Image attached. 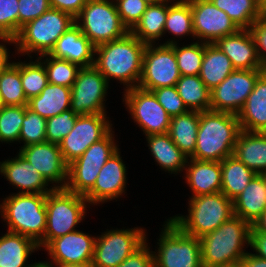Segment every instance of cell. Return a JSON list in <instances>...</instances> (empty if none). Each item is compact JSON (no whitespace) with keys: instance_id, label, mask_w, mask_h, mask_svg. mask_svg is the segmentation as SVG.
Masks as SVG:
<instances>
[{"instance_id":"cell-19","label":"cell","mask_w":266,"mask_h":267,"mask_svg":"<svg viewBox=\"0 0 266 267\" xmlns=\"http://www.w3.org/2000/svg\"><path fill=\"white\" fill-rule=\"evenodd\" d=\"M127 169L118 150L100 169L94 186L84 195L88 203L97 205L116 200L125 194Z\"/></svg>"},{"instance_id":"cell-7","label":"cell","mask_w":266,"mask_h":267,"mask_svg":"<svg viewBox=\"0 0 266 267\" xmlns=\"http://www.w3.org/2000/svg\"><path fill=\"white\" fill-rule=\"evenodd\" d=\"M89 203L84 195L65 188H54L46 195V230L38 243L45 248L53 239L76 231L75 227L85 218Z\"/></svg>"},{"instance_id":"cell-27","label":"cell","mask_w":266,"mask_h":267,"mask_svg":"<svg viewBox=\"0 0 266 267\" xmlns=\"http://www.w3.org/2000/svg\"><path fill=\"white\" fill-rule=\"evenodd\" d=\"M233 155L256 174H266V132L241 130Z\"/></svg>"},{"instance_id":"cell-42","label":"cell","mask_w":266,"mask_h":267,"mask_svg":"<svg viewBox=\"0 0 266 267\" xmlns=\"http://www.w3.org/2000/svg\"><path fill=\"white\" fill-rule=\"evenodd\" d=\"M25 115V106H2L0 108V142H19Z\"/></svg>"},{"instance_id":"cell-49","label":"cell","mask_w":266,"mask_h":267,"mask_svg":"<svg viewBox=\"0 0 266 267\" xmlns=\"http://www.w3.org/2000/svg\"><path fill=\"white\" fill-rule=\"evenodd\" d=\"M117 267H155V257L147 240Z\"/></svg>"},{"instance_id":"cell-17","label":"cell","mask_w":266,"mask_h":267,"mask_svg":"<svg viewBox=\"0 0 266 267\" xmlns=\"http://www.w3.org/2000/svg\"><path fill=\"white\" fill-rule=\"evenodd\" d=\"M194 40L215 44L222 37L236 33L239 28L210 0H191Z\"/></svg>"},{"instance_id":"cell-51","label":"cell","mask_w":266,"mask_h":267,"mask_svg":"<svg viewBox=\"0 0 266 267\" xmlns=\"http://www.w3.org/2000/svg\"><path fill=\"white\" fill-rule=\"evenodd\" d=\"M89 0H49L51 8L71 14L74 18Z\"/></svg>"},{"instance_id":"cell-14","label":"cell","mask_w":266,"mask_h":267,"mask_svg":"<svg viewBox=\"0 0 266 267\" xmlns=\"http://www.w3.org/2000/svg\"><path fill=\"white\" fill-rule=\"evenodd\" d=\"M261 69H235L210 91V110L238 114L253 91Z\"/></svg>"},{"instance_id":"cell-20","label":"cell","mask_w":266,"mask_h":267,"mask_svg":"<svg viewBox=\"0 0 266 267\" xmlns=\"http://www.w3.org/2000/svg\"><path fill=\"white\" fill-rule=\"evenodd\" d=\"M96 236L76 230L53 239L45 248L49 262L91 264Z\"/></svg>"},{"instance_id":"cell-11","label":"cell","mask_w":266,"mask_h":267,"mask_svg":"<svg viewBox=\"0 0 266 267\" xmlns=\"http://www.w3.org/2000/svg\"><path fill=\"white\" fill-rule=\"evenodd\" d=\"M144 229H110L96 237L93 267H117L148 238Z\"/></svg>"},{"instance_id":"cell-55","label":"cell","mask_w":266,"mask_h":267,"mask_svg":"<svg viewBox=\"0 0 266 267\" xmlns=\"http://www.w3.org/2000/svg\"><path fill=\"white\" fill-rule=\"evenodd\" d=\"M250 233H264L266 234V210L251 226Z\"/></svg>"},{"instance_id":"cell-24","label":"cell","mask_w":266,"mask_h":267,"mask_svg":"<svg viewBox=\"0 0 266 267\" xmlns=\"http://www.w3.org/2000/svg\"><path fill=\"white\" fill-rule=\"evenodd\" d=\"M188 160L184 177L193 194L191 197L221 192V162Z\"/></svg>"},{"instance_id":"cell-29","label":"cell","mask_w":266,"mask_h":267,"mask_svg":"<svg viewBox=\"0 0 266 267\" xmlns=\"http://www.w3.org/2000/svg\"><path fill=\"white\" fill-rule=\"evenodd\" d=\"M38 249L31 238L7 231L0 237V267H31L28 257Z\"/></svg>"},{"instance_id":"cell-16","label":"cell","mask_w":266,"mask_h":267,"mask_svg":"<svg viewBox=\"0 0 266 267\" xmlns=\"http://www.w3.org/2000/svg\"><path fill=\"white\" fill-rule=\"evenodd\" d=\"M106 116V113L78 115L73 129L59 144L68 165L113 129L111 121L108 120L109 117Z\"/></svg>"},{"instance_id":"cell-35","label":"cell","mask_w":266,"mask_h":267,"mask_svg":"<svg viewBox=\"0 0 266 267\" xmlns=\"http://www.w3.org/2000/svg\"><path fill=\"white\" fill-rule=\"evenodd\" d=\"M176 88L188 110L200 112L210 110V90L199 75L181 76Z\"/></svg>"},{"instance_id":"cell-9","label":"cell","mask_w":266,"mask_h":267,"mask_svg":"<svg viewBox=\"0 0 266 267\" xmlns=\"http://www.w3.org/2000/svg\"><path fill=\"white\" fill-rule=\"evenodd\" d=\"M161 228L155 267H202L200 239L183 232L167 219Z\"/></svg>"},{"instance_id":"cell-12","label":"cell","mask_w":266,"mask_h":267,"mask_svg":"<svg viewBox=\"0 0 266 267\" xmlns=\"http://www.w3.org/2000/svg\"><path fill=\"white\" fill-rule=\"evenodd\" d=\"M180 77L174 43L146 45L143 55L142 75L137 87L151 91L161 87L176 86Z\"/></svg>"},{"instance_id":"cell-36","label":"cell","mask_w":266,"mask_h":267,"mask_svg":"<svg viewBox=\"0 0 266 267\" xmlns=\"http://www.w3.org/2000/svg\"><path fill=\"white\" fill-rule=\"evenodd\" d=\"M224 11L239 29H250L260 18V0H210Z\"/></svg>"},{"instance_id":"cell-3","label":"cell","mask_w":266,"mask_h":267,"mask_svg":"<svg viewBox=\"0 0 266 267\" xmlns=\"http://www.w3.org/2000/svg\"><path fill=\"white\" fill-rule=\"evenodd\" d=\"M240 131L236 114L211 110L200 112L196 148L189 158L221 162L233 155Z\"/></svg>"},{"instance_id":"cell-61","label":"cell","mask_w":266,"mask_h":267,"mask_svg":"<svg viewBox=\"0 0 266 267\" xmlns=\"http://www.w3.org/2000/svg\"><path fill=\"white\" fill-rule=\"evenodd\" d=\"M172 1H184V2H189L191 0H172Z\"/></svg>"},{"instance_id":"cell-33","label":"cell","mask_w":266,"mask_h":267,"mask_svg":"<svg viewBox=\"0 0 266 267\" xmlns=\"http://www.w3.org/2000/svg\"><path fill=\"white\" fill-rule=\"evenodd\" d=\"M200 111L189 110L170 120L168 134L178 148L190 157L196 148Z\"/></svg>"},{"instance_id":"cell-54","label":"cell","mask_w":266,"mask_h":267,"mask_svg":"<svg viewBox=\"0 0 266 267\" xmlns=\"http://www.w3.org/2000/svg\"><path fill=\"white\" fill-rule=\"evenodd\" d=\"M9 49L6 47V44L0 43V74L5 71L12 63L10 60Z\"/></svg>"},{"instance_id":"cell-28","label":"cell","mask_w":266,"mask_h":267,"mask_svg":"<svg viewBox=\"0 0 266 267\" xmlns=\"http://www.w3.org/2000/svg\"><path fill=\"white\" fill-rule=\"evenodd\" d=\"M150 152L161 170L171 174L181 173L187 164L186 156L172 141L168 133L145 136ZM181 171V172H180Z\"/></svg>"},{"instance_id":"cell-8","label":"cell","mask_w":266,"mask_h":267,"mask_svg":"<svg viewBox=\"0 0 266 267\" xmlns=\"http://www.w3.org/2000/svg\"><path fill=\"white\" fill-rule=\"evenodd\" d=\"M75 23L95 47L122 38L129 32L114 0H89L75 17Z\"/></svg>"},{"instance_id":"cell-59","label":"cell","mask_w":266,"mask_h":267,"mask_svg":"<svg viewBox=\"0 0 266 267\" xmlns=\"http://www.w3.org/2000/svg\"><path fill=\"white\" fill-rule=\"evenodd\" d=\"M261 75H263L266 78V62L261 64Z\"/></svg>"},{"instance_id":"cell-2","label":"cell","mask_w":266,"mask_h":267,"mask_svg":"<svg viewBox=\"0 0 266 267\" xmlns=\"http://www.w3.org/2000/svg\"><path fill=\"white\" fill-rule=\"evenodd\" d=\"M251 225L234 215L200 238L202 267H239L247 254ZM246 244V245H245Z\"/></svg>"},{"instance_id":"cell-52","label":"cell","mask_w":266,"mask_h":267,"mask_svg":"<svg viewBox=\"0 0 266 267\" xmlns=\"http://www.w3.org/2000/svg\"><path fill=\"white\" fill-rule=\"evenodd\" d=\"M249 246L256 252L254 255L266 260V234L250 233Z\"/></svg>"},{"instance_id":"cell-30","label":"cell","mask_w":266,"mask_h":267,"mask_svg":"<svg viewBox=\"0 0 266 267\" xmlns=\"http://www.w3.org/2000/svg\"><path fill=\"white\" fill-rule=\"evenodd\" d=\"M71 88L48 83L38 96L28 100V108L46 119L70 109Z\"/></svg>"},{"instance_id":"cell-4","label":"cell","mask_w":266,"mask_h":267,"mask_svg":"<svg viewBox=\"0 0 266 267\" xmlns=\"http://www.w3.org/2000/svg\"><path fill=\"white\" fill-rule=\"evenodd\" d=\"M46 195L13 193L0 204V215L8 230L26 236L37 244L46 230Z\"/></svg>"},{"instance_id":"cell-32","label":"cell","mask_w":266,"mask_h":267,"mask_svg":"<svg viewBox=\"0 0 266 267\" xmlns=\"http://www.w3.org/2000/svg\"><path fill=\"white\" fill-rule=\"evenodd\" d=\"M167 13L168 0L148 4L141 19L130 32L145 44H155L164 35Z\"/></svg>"},{"instance_id":"cell-40","label":"cell","mask_w":266,"mask_h":267,"mask_svg":"<svg viewBox=\"0 0 266 267\" xmlns=\"http://www.w3.org/2000/svg\"><path fill=\"white\" fill-rule=\"evenodd\" d=\"M37 58L44 64L48 83L72 88L77 74L81 69L79 65L71 63L66 59L49 56L48 54Z\"/></svg>"},{"instance_id":"cell-31","label":"cell","mask_w":266,"mask_h":267,"mask_svg":"<svg viewBox=\"0 0 266 267\" xmlns=\"http://www.w3.org/2000/svg\"><path fill=\"white\" fill-rule=\"evenodd\" d=\"M234 70L231 60L218 46L204 43V57L199 77L210 91Z\"/></svg>"},{"instance_id":"cell-50","label":"cell","mask_w":266,"mask_h":267,"mask_svg":"<svg viewBox=\"0 0 266 267\" xmlns=\"http://www.w3.org/2000/svg\"><path fill=\"white\" fill-rule=\"evenodd\" d=\"M261 63L266 62V23L257 20L250 28Z\"/></svg>"},{"instance_id":"cell-10","label":"cell","mask_w":266,"mask_h":267,"mask_svg":"<svg viewBox=\"0 0 266 267\" xmlns=\"http://www.w3.org/2000/svg\"><path fill=\"white\" fill-rule=\"evenodd\" d=\"M114 137L112 129L104 138L93 143L79 158L68 165L66 190L85 195L94 186L100 169L114 153L120 150Z\"/></svg>"},{"instance_id":"cell-57","label":"cell","mask_w":266,"mask_h":267,"mask_svg":"<svg viewBox=\"0 0 266 267\" xmlns=\"http://www.w3.org/2000/svg\"><path fill=\"white\" fill-rule=\"evenodd\" d=\"M259 20L266 23V0L261 2Z\"/></svg>"},{"instance_id":"cell-39","label":"cell","mask_w":266,"mask_h":267,"mask_svg":"<svg viewBox=\"0 0 266 267\" xmlns=\"http://www.w3.org/2000/svg\"><path fill=\"white\" fill-rule=\"evenodd\" d=\"M177 66L181 76L199 75L204 57V42L197 40L189 45L179 47L177 41L169 39L163 44H173Z\"/></svg>"},{"instance_id":"cell-6","label":"cell","mask_w":266,"mask_h":267,"mask_svg":"<svg viewBox=\"0 0 266 267\" xmlns=\"http://www.w3.org/2000/svg\"><path fill=\"white\" fill-rule=\"evenodd\" d=\"M188 213L170 217L183 232L202 238L234 216L233 201L224 193L190 197Z\"/></svg>"},{"instance_id":"cell-1","label":"cell","mask_w":266,"mask_h":267,"mask_svg":"<svg viewBox=\"0 0 266 267\" xmlns=\"http://www.w3.org/2000/svg\"><path fill=\"white\" fill-rule=\"evenodd\" d=\"M146 45L128 32L122 38L96 46L94 66L108 83L115 79L125 86L124 90L137 87Z\"/></svg>"},{"instance_id":"cell-21","label":"cell","mask_w":266,"mask_h":267,"mask_svg":"<svg viewBox=\"0 0 266 267\" xmlns=\"http://www.w3.org/2000/svg\"><path fill=\"white\" fill-rule=\"evenodd\" d=\"M0 174L18 189L17 193L48 194L54 189L19 152L16 157L0 162Z\"/></svg>"},{"instance_id":"cell-46","label":"cell","mask_w":266,"mask_h":267,"mask_svg":"<svg viewBox=\"0 0 266 267\" xmlns=\"http://www.w3.org/2000/svg\"><path fill=\"white\" fill-rule=\"evenodd\" d=\"M151 92L171 118L189 111L179 96L176 86L161 87Z\"/></svg>"},{"instance_id":"cell-25","label":"cell","mask_w":266,"mask_h":267,"mask_svg":"<svg viewBox=\"0 0 266 267\" xmlns=\"http://www.w3.org/2000/svg\"><path fill=\"white\" fill-rule=\"evenodd\" d=\"M234 215L251 226L266 210V174H256L233 200Z\"/></svg>"},{"instance_id":"cell-5","label":"cell","mask_w":266,"mask_h":267,"mask_svg":"<svg viewBox=\"0 0 266 267\" xmlns=\"http://www.w3.org/2000/svg\"><path fill=\"white\" fill-rule=\"evenodd\" d=\"M74 24L75 18L71 14L50 8L22 26L14 38L15 52L30 58L33 57L31 53L37 56L49 54L57 40Z\"/></svg>"},{"instance_id":"cell-45","label":"cell","mask_w":266,"mask_h":267,"mask_svg":"<svg viewBox=\"0 0 266 267\" xmlns=\"http://www.w3.org/2000/svg\"><path fill=\"white\" fill-rule=\"evenodd\" d=\"M78 114L71 109L50 117L46 121V141L59 145L63 138L73 129Z\"/></svg>"},{"instance_id":"cell-41","label":"cell","mask_w":266,"mask_h":267,"mask_svg":"<svg viewBox=\"0 0 266 267\" xmlns=\"http://www.w3.org/2000/svg\"><path fill=\"white\" fill-rule=\"evenodd\" d=\"M20 78L27 100L38 96L48 84L44 64L37 57L35 61L20 62Z\"/></svg>"},{"instance_id":"cell-53","label":"cell","mask_w":266,"mask_h":267,"mask_svg":"<svg viewBox=\"0 0 266 267\" xmlns=\"http://www.w3.org/2000/svg\"><path fill=\"white\" fill-rule=\"evenodd\" d=\"M239 267H266V260L257 257L252 252H247V254L241 259Z\"/></svg>"},{"instance_id":"cell-23","label":"cell","mask_w":266,"mask_h":267,"mask_svg":"<svg viewBox=\"0 0 266 267\" xmlns=\"http://www.w3.org/2000/svg\"><path fill=\"white\" fill-rule=\"evenodd\" d=\"M225 53L235 69H260L256 43L250 29H239L236 33L219 39L216 43Z\"/></svg>"},{"instance_id":"cell-13","label":"cell","mask_w":266,"mask_h":267,"mask_svg":"<svg viewBox=\"0 0 266 267\" xmlns=\"http://www.w3.org/2000/svg\"><path fill=\"white\" fill-rule=\"evenodd\" d=\"M123 102L145 136L168 133L171 117L151 91L139 87L124 90Z\"/></svg>"},{"instance_id":"cell-44","label":"cell","mask_w":266,"mask_h":267,"mask_svg":"<svg viewBox=\"0 0 266 267\" xmlns=\"http://www.w3.org/2000/svg\"><path fill=\"white\" fill-rule=\"evenodd\" d=\"M18 0H0V40L15 44L18 35Z\"/></svg>"},{"instance_id":"cell-15","label":"cell","mask_w":266,"mask_h":267,"mask_svg":"<svg viewBox=\"0 0 266 267\" xmlns=\"http://www.w3.org/2000/svg\"><path fill=\"white\" fill-rule=\"evenodd\" d=\"M108 89V81L95 66L82 67L71 88L70 109L78 115L106 113Z\"/></svg>"},{"instance_id":"cell-58","label":"cell","mask_w":266,"mask_h":267,"mask_svg":"<svg viewBox=\"0 0 266 267\" xmlns=\"http://www.w3.org/2000/svg\"><path fill=\"white\" fill-rule=\"evenodd\" d=\"M31 267H46L45 261L34 262V264Z\"/></svg>"},{"instance_id":"cell-47","label":"cell","mask_w":266,"mask_h":267,"mask_svg":"<svg viewBox=\"0 0 266 267\" xmlns=\"http://www.w3.org/2000/svg\"><path fill=\"white\" fill-rule=\"evenodd\" d=\"M123 25L130 32L146 11L148 3L143 0H114Z\"/></svg>"},{"instance_id":"cell-48","label":"cell","mask_w":266,"mask_h":267,"mask_svg":"<svg viewBox=\"0 0 266 267\" xmlns=\"http://www.w3.org/2000/svg\"><path fill=\"white\" fill-rule=\"evenodd\" d=\"M18 33L27 22L38 18L51 8L49 0H18Z\"/></svg>"},{"instance_id":"cell-60","label":"cell","mask_w":266,"mask_h":267,"mask_svg":"<svg viewBox=\"0 0 266 267\" xmlns=\"http://www.w3.org/2000/svg\"><path fill=\"white\" fill-rule=\"evenodd\" d=\"M143 1H145L148 4H155V3H159L165 0H143Z\"/></svg>"},{"instance_id":"cell-18","label":"cell","mask_w":266,"mask_h":267,"mask_svg":"<svg viewBox=\"0 0 266 267\" xmlns=\"http://www.w3.org/2000/svg\"><path fill=\"white\" fill-rule=\"evenodd\" d=\"M19 153L36 168L49 184H53V188H65L68 164L63 158L59 145L45 141L21 147Z\"/></svg>"},{"instance_id":"cell-34","label":"cell","mask_w":266,"mask_h":267,"mask_svg":"<svg viewBox=\"0 0 266 267\" xmlns=\"http://www.w3.org/2000/svg\"><path fill=\"white\" fill-rule=\"evenodd\" d=\"M255 175L256 173L235 155L228 156L221 161V192L233 201Z\"/></svg>"},{"instance_id":"cell-37","label":"cell","mask_w":266,"mask_h":267,"mask_svg":"<svg viewBox=\"0 0 266 267\" xmlns=\"http://www.w3.org/2000/svg\"><path fill=\"white\" fill-rule=\"evenodd\" d=\"M0 99L3 106H28L20 78V61L0 74Z\"/></svg>"},{"instance_id":"cell-38","label":"cell","mask_w":266,"mask_h":267,"mask_svg":"<svg viewBox=\"0 0 266 267\" xmlns=\"http://www.w3.org/2000/svg\"><path fill=\"white\" fill-rule=\"evenodd\" d=\"M173 2V3H172ZM171 33L172 36H193L192 11L189 2L168 0V13L164 27V34Z\"/></svg>"},{"instance_id":"cell-56","label":"cell","mask_w":266,"mask_h":267,"mask_svg":"<svg viewBox=\"0 0 266 267\" xmlns=\"http://www.w3.org/2000/svg\"><path fill=\"white\" fill-rule=\"evenodd\" d=\"M45 265L46 267H93L92 264L56 263L48 261H45Z\"/></svg>"},{"instance_id":"cell-43","label":"cell","mask_w":266,"mask_h":267,"mask_svg":"<svg viewBox=\"0 0 266 267\" xmlns=\"http://www.w3.org/2000/svg\"><path fill=\"white\" fill-rule=\"evenodd\" d=\"M46 121V118L25 106V115L19 135V143L23 142L21 147L46 141Z\"/></svg>"},{"instance_id":"cell-26","label":"cell","mask_w":266,"mask_h":267,"mask_svg":"<svg viewBox=\"0 0 266 267\" xmlns=\"http://www.w3.org/2000/svg\"><path fill=\"white\" fill-rule=\"evenodd\" d=\"M237 117L242 131L266 132V78L263 75L258 77Z\"/></svg>"},{"instance_id":"cell-22","label":"cell","mask_w":266,"mask_h":267,"mask_svg":"<svg viewBox=\"0 0 266 267\" xmlns=\"http://www.w3.org/2000/svg\"><path fill=\"white\" fill-rule=\"evenodd\" d=\"M95 48L75 23L57 40L48 55L66 59L81 68L91 67L95 62Z\"/></svg>"}]
</instances>
